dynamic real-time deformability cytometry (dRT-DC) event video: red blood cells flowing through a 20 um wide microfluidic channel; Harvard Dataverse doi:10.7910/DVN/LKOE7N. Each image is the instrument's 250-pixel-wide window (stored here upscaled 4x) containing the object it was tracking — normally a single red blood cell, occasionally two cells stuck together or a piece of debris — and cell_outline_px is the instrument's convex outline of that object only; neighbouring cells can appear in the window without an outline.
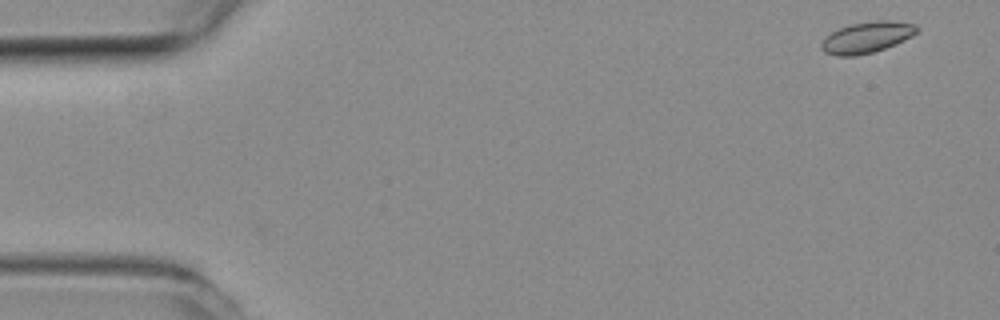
{"species": "common noctule bat (a hibernating species)", "species_latin": "Nyctalus noctula", "temperature_condition": "room temperature", "stored_images_in_passage": 2, "camera_frame_rate_fps": 3000, "um_per_image_px": 0.085, "animal": {"sex": "female", "body_mass_g": 19.3, "forearm_length_mm": 54.1}, "frame": {"image": 1, "passage_image": 2, "time_ms": 0.333, "image_size_px": [1000, 320], "cell_outline_px": [[920, 28], [912, 36], [904, 40], [884, 48], [872, 52], [856, 56], [836, 56], [824, 52], [820, 48], [820, 44], [832, 32], [840, 28], [852, 24], [876, 20], [888, 20], [916, 24]], "centroid_in_image_um": [73.69, 3.17], "position_along_channel_um": 11.3, "area_um2": 17.17}}